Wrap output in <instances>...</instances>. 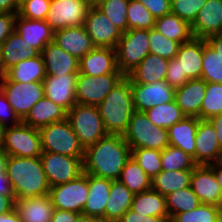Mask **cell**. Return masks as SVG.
Masks as SVG:
<instances>
[{
    "label": "cell",
    "mask_w": 222,
    "mask_h": 222,
    "mask_svg": "<svg viewBox=\"0 0 222 222\" xmlns=\"http://www.w3.org/2000/svg\"><path fill=\"white\" fill-rule=\"evenodd\" d=\"M17 0H0V13H18Z\"/></svg>",
    "instance_id": "61"
},
{
    "label": "cell",
    "mask_w": 222,
    "mask_h": 222,
    "mask_svg": "<svg viewBox=\"0 0 222 222\" xmlns=\"http://www.w3.org/2000/svg\"><path fill=\"white\" fill-rule=\"evenodd\" d=\"M45 64L46 75L59 76L79 73V59L72 56L54 41L48 43L40 52Z\"/></svg>",
    "instance_id": "22"
},
{
    "label": "cell",
    "mask_w": 222,
    "mask_h": 222,
    "mask_svg": "<svg viewBox=\"0 0 222 222\" xmlns=\"http://www.w3.org/2000/svg\"><path fill=\"white\" fill-rule=\"evenodd\" d=\"M209 121L215 129L216 137L222 150V113L211 117Z\"/></svg>",
    "instance_id": "59"
},
{
    "label": "cell",
    "mask_w": 222,
    "mask_h": 222,
    "mask_svg": "<svg viewBox=\"0 0 222 222\" xmlns=\"http://www.w3.org/2000/svg\"><path fill=\"white\" fill-rule=\"evenodd\" d=\"M6 174L16 200H30L49 194L50 185L40 157L8 155Z\"/></svg>",
    "instance_id": "2"
},
{
    "label": "cell",
    "mask_w": 222,
    "mask_h": 222,
    "mask_svg": "<svg viewBox=\"0 0 222 222\" xmlns=\"http://www.w3.org/2000/svg\"><path fill=\"white\" fill-rule=\"evenodd\" d=\"M207 0H171V13L192 25Z\"/></svg>",
    "instance_id": "48"
},
{
    "label": "cell",
    "mask_w": 222,
    "mask_h": 222,
    "mask_svg": "<svg viewBox=\"0 0 222 222\" xmlns=\"http://www.w3.org/2000/svg\"><path fill=\"white\" fill-rule=\"evenodd\" d=\"M7 77V70L4 65L2 48L0 47V83Z\"/></svg>",
    "instance_id": "64"
},
{
    "label": "cell",
    "mask_w": 222,
    "mask_h": 222,
    "mask_svg": "<svg viewBox=\"0 0 222 222\" xmlns=\"http://www.w3.org/2000/svg\"><path fill=\"white\" fill-rule=\"evenodd\" d=\"M115 49L117 67L127 76L150 53L149 30L130 29L123 32Z\"/></svg>",
    "instance_id": "7"
},
{
    "label": "cell",
    "mask_w": 222,
    "mask_h": 222,
    "mask_svg": "<svg viewBox=\"0 0 222 222\" xmlns=\"http://www.w3.org/2000/svg\"><path fill=\"white\" fill-rule=\"evenodd\" d=\"M50 4L51 0H29L19 7L17 14L32 20H45Z\"/></svg>",
    "instance_id": "49"
},
{
    "label": "cell",
    "mask_w": 222,
    "mask_h": 222,
    "mask_svg": "<svg viewBox=\"0 0 222 222\" xmlns=\"http://www.w3.org/2000/svg\"><path fill=\"white\" fill-rule=\"evenodd\" d=\"M22 122L0 90V125L15 126Z\"/></svg>",
    "instance_id": "51"
},
{
    "label": "cell",
    "mask_w": 222,
    "mask_h": 222,
    "mask_svg": "<svg viewBox=\"0 0 222 222\" xmlns=\"http://www.w3.org/2000/svg\"><path fill=\"white\" fill-rule=\"evenodd\" d=\"M14 31L39 52L48 43L53 42L54 31L50 28L46 20H32L23 18L17 14Z\"/></svg>",
    "instance_id": "21"
},
{
    "label": "cell",
    "mask_w": 222,
    "mask_h": 222,
    "mask_svg": "<svg viewBox=\"0 0 222 222\" xmlns=\"http://www.w3.org/2000/svg\"><path fill=\"white\" fill-rule=\"evenodd\" d=\"M161 166L164 171L194 169L193 157L180 148L169 145L161 151Z\"/></svg>",
    "instance_id": "41"
},
{
    "label": "cell",
    "mask_w": 222,
    "mask_h": 222,
    "mask_svg": "<svg viewBox=\"0 0 222 222\" xmlns=\"http://www.w3.org/2000/svg\"><path fill=\"white\" fill-rule=\"evenodd\" d=\"M171 222H222L216 205L200 204L196 209L180 212L170 218Z\"/></svg>",
    "instance_id": "45"
},
{
    "label": "cell",
    "mask_w": 222,
    "mask_h": 222,
    "mask_svg": "<svg viewBox=\"0 0 222 222\" xmlns=\"http://www.w3.org/2000/svg\"><path fill=\"white\" fill-rule=\"evenodd\" d=\"M179 46L178 42L165 37L155 28L149 29V48L151 54L170 60L176 57Z\"/></svg>",
    "instance_id": "47"
},
{
    "label": "cell",
    "mask_w": 222,
    "mask_h": 222,
    "mask_svg": "<svg viewBox=\"0 0 222 222\" xmlns=\"http://www.w3.org/2000/svg\"><path fill=\"white\" fill-rule=\"evenodd\" d=\"M66 119L84 149L108 135L96 106L76 103L67 112Z\"/></svg>",
    "instance_id": "5"
},
{
    "label": "cell",
    "mask_w": 222,
    "mask_h": 222,
    "mask_svg": "<svg viewBox=\"0 0 222 222\" xmlns=\"http://www.w3.org/2000/svg\"><path fill=\"white\" fill-rule=\"evenodd\" d=\"M29 0H17V4H18V7H20L23 3L27 2Z\"/></svg>",
    "instance_id": "69"
},
{
    "label": "cell",
    "mask_w": 222,
    "mask_h": 222,
    "mask_svg": "<svg viewBox=\"0 0 222 222\" xmlns=\"http://www.w3.org/2000/svg\"><path fill=\"white\" fill-rule=\"evenodd\" d=\"M176 58L179 60L182 77L200 79L202 74L203 38L192 37L180 44Z\"/></svg>",
    "instance_id": "25"
},
{
    "label": "cell",
    "mask_w": 222,
    "mask_h": 222,
    "mask_svg": "<svg viewBox=\"0 0 222 222\" xmlns=\"http://www.w3.org/2000/svg\"><path fill=\"white\" fill-rule=\"evenodd\" d=\"M134 109L144 112L149 108L162 103L172 102L175 89L170 87L165 80L155 81L151 84L130 82Z\"/></svg>",
    "instance_id": "15"
},
{
    "label": "cell",
    "mask_w": 222,
    "mask_h": 222,
    "mask_svg": "<svg viewBox=\"0 0 222 222\" xmlns=\"http://www.w3.org/2000/svg\"><path fill=\"white\" fill-rule=\"evenodd\" d=\"M131 158V148L122 135L108 134L84 150L83 172L109 180H118Z\"/></svg>",
    "instance_id": "1"
},
{
    "label": "cell",
    "mask_w": 222,
    "mask_h": 222,
    "mask_svg": "<svg viewBox=\"0 0 222 222\" xmlns=\"http://www.w3.org/2000/svg\"><path fill=\"white\" fill-rule=\"evenodd\" d=\"M45 77V64L40 54L18 62L7 71V78L19 83L43 82Z\"/></svg>",
    "instance_id": "34"
},
{
    "label": "cell",
    "mask_w": 222,
    "mask_h": 222,
    "mask_svg": "<svg viewBox=\"0 0 222 222\" xmlns=\"http://www.w3.org/2000/svg\"><path fill=\"white\" fill-rule=\"evenodd\" d=\"M193 169L164 171L152 179V189L163 196L190 186Z\"/></svg>",
    "instance_id": "36"
},
{
    "label": "cell",
    "mask_w": 222,
    "mask_h": 222,
    "mask_svg": "<svg viewBox=\"0 0 222 222\" xmlns=\"http://www.w3.org/2000/svg\"><path fill=\"white\" fill-rule=\"evenodd\" d=\"M6 127L0 125V150L4 149V138H5Z\"/></svg>",
    "instance_id": "65"
},
{
    "label": "cell",
    "mask_w": 222,
    "mask_h": 222,
    "mask_svg": "<svg viewBox=\"0 0 222 222\" xmlns=\"http://www.w3.org/2000/svg\"><path fill=\"white\" fill-rule=\"evenodd\" d=\"M154 28L165 37L179 44L187 42L193 37L191 25L172 13L157 18Z\"/></svg>",
    "instance_id": "35"
},
{
    "label": "cell",
    "mask_w": 222,
    "mask_h": 222,
    "mask_svg": "<svg viewBox=\"0 0 222 222\" xmlns=\"http://www.w3.org/2000/svg\"><path fill=\"white\" fill-rule=\"evenodd\" d=\"M39 130L42 151L59 153L71 157H84V147L80 144L67 119L54 122Z\"/></svg>",
    "instance_id": "6"
},
{
    "label": "cell",
    "mask_w": 222,
    "mask_h": 222,
    "mask_svg": "<svg viewBox=\"0 0 222 222\" xmlns=\"http://www.w3.org/2000/svg\"><path fill=\"white\" fill-rule=\"evenodd\" d=\"M95 218L89 217L88 215L79 214L75 222H92Z\"/></svg>",
    "instance_id": "66"
},
{
    "label": "cell",
    "mask_w": 222,
    "mask_h": 222,
    "mask_svg": "<svg viewBox=\"0 0 222 222\" xmlns=\"http://www.w3.org/2000/svg\"><path fill=\"white\" fill-rule=\"evenodd\" d=\"M165 81L174 89L182 87L189 81L188 77H182L181 65L176 57L169 60Z\"/></svg>",
    "instance_id": "50"
},
{
    "label": "cell",
    "mask_w": 222,
    "mask_h": 222,
    "mask_svg": "<svg viewBox=\"0 0 222 222\" xmlns=\"http://www.w3.org/2000/svg\"><path fill=\"white\" fill-rule=\"evenodd\" d=\"M100 1H102V0H90L91 6H95Z\"/></svg>",
    "instance_id": "68"
},
{
    "label": "cell",
    "mask_w": 222,
    "mask_h": 222,
    "mask_svg": "<svg viewBox=\"0 0 222 222\" xmlns=\"http://www.w3.org/2000/svg\"><path fill=\"white\" fill-rule=\"evenodd\" d=\"M157 19L171 13V0H137Z\"/></svg>",
    "instance_id": "52"
},
{
    "label": "cell",
    "mask_w": 222,
    "mask_h": 222,
    "mask_svg": "<svg viewBox=\"0 0 222 222\" xmlns=\"http://www.w3.org/2000/svg\"><path fill=\"white\" fill-rule=\"evenodd\" d=\"M169 60L149 53L126 77L130 82L151 84L165 80Z\"/></svg>",
    "instance_id": "27"
},
{
    "label": "cell",
    "mask_w": 222,
    "mask_h": 222,
    "mask_svg": "<svg viewBox=\"0 0 222 222\" xmlns=\"http://www.w3.org/2000/svg\"><path fill=\"white\" fill-rule=\"evenodd\" d=\"M77 76L78 73L59 76L46 75L43 80L44 96L68 112L76 104Z\"/></svg>",
    "instance_id": "16"
},
{
    "label": "cell",
    "mask_w": 222,
    "mask_h": 222,
    "mask_svg": "<svg viewBox=\"0 0 222 222\" xmlns=\"http://www.w3.org/2000/svg\"><path fill=\"white\" fill-rule=\"evenodd\" d=\"M195 146V163L197 165H209L219 161L221 148L215 129L209 120L199 119Z\"/></svg>",
    "instance_id": "18"
},
{
    "label": "cell",
    "mask_w": 222,
    "mask_h": 222,
    "mask_svg": "<svg viewBox=\"0 0 222 222\" xmlns=\"http://www.w3.org/2000/svg\"><path fill=\"white\" fill-rule=\"evenodd\" d=\"M40 159L50 187L69 182L83 173L84 157L43 151Z\"/></svg>",
    "instance_id": "13"
},
{
    "label": "cell",
    "mask_w": 222,
    "mask_h": 222,
    "mask_svg": "<svg viewBox=\"0 0 222 222\" xmlns=\"http://www.w3.org/2000/svg\"><path fill=\"white\" fill-rule=\"evenodd\" d=\"M125 77L123 73L90 76L78 73L76 103L98 107L107 94Z\"/></svg>",
    "instance_id": "8"
},
{
    "label": "cell",
    "mask_w": 222,
    "mask_h": 222,
    "mask_svg": "<svg viewBox=\"0 0 222 222\" xmlns=\"http://www.w3.org/2000/svg\"><path fill=\"white\" fill-rule=\"evenodd\" d=\"M218 162L222 163V150H221V155H220V159Z\"/></svg>",
    "instance_id": "70"
},
{
    "label": "cell",
    "mask_w": 222,
    "mask_h": 222,
    "mask_svg": "<svg viewBox=\"0 0 222 222\" xmlns=\"http://www.w3.org/2000/svg\"><path fill=\"white\" fill-rule=\"evenodd\" d=\"M3 150L10 156L40 157L43 151L39 130L23 122L6 127Z\"/></svg>",
    "instance_id": "10"
},
{
    "label": "cell",
    "mask_w": 222,
    "mask_h": 222,
    "mask_svg": "<svg viewBox=\"0 0 222 222\" xmlns=\"http://www.w3.org/2000/svg\"><path fill=\"white\" fill-rule=\"evenodd\" d=\"M134 195L135 194L119 180L112 181L109 197L105 206V219L118 222L123 214L131 209Z\"/></svg>",
    "instance_id": "31"
},
{
    "label": "cell",
    "mask_w": 222,
    "mask_h": 222,
    "mask_svg": "<svg viewBox=\"0 0 222 222\" xmlns=\"http://www.w3.org/2000/svg\"><path fill=\"white\" fill-rule=\"evenodd\" d=\"M15 196H4L0 194V215L11 211L15 207Z\"/></svg>",
    "instance_id": "58"
},
{
    "label": "cell",
    "mask_w": 222,
    "mask_h": 222,
    "mask_svg": "<svg viewBox=\"0 0 222 222\" xmlns=\"http://www.w3.org/2000/svg\"><path fill=\"white\" fill-rule=\"evenodd\" d=\"M206 43L222 57V33L214 34L206 38Z\"/></svg>",
    "instance_id": "57"
},
{
    "label": "cell",
    "mask_w": 222,
    "mask_h": 222,
    "mask_svg": "<svg viewBox=\"0 0 222 222\" xmlns=\"http://www.w3.org/2000/svg\"><path fill=\"white\" fill-rule=\"evenodd\" d=\"M90 0H51L46 22L55 32L66 27L84 26Z\"/></svg>",
    "instance_id": "12"
},
{
    "label": "cell",
    "mask_w": 222,
    "mask_h": 222,
    "mask_svg": "<svg viewBox=\"0 0 222 222\" xmlns=\"http://www.w3.org/2000/svg\"><path fill=\"white\" fill-rule=\"evenodd\" d=\"M67 112L46 96L36 102L27 116L22 120L23 123L33 128L40 129L54 122L65 120Z\"/></svg>",
    "instance_id": "29"
},
{
    "label": "cell",
    "mask_w": 222,
    "mask_h": 222,
    "mask_svg": "<svg viewBox=\"0 0 222 222\" xmlns=\"http://www.w3.org/2000/svg\"><path fill=\"white\" fill-rule=\"evenodd\" d=\"M131 209L137 214L170 220L166 209V197L153 189L135 194Z\"/></svg>",
    "instance_id": "33"
},
{
    "label": "cell",
    "mask_w": 222,
    "mask_h": 222,
    "mask_svg": "<svg viewBox=\"0 0 222 222\" xmlns=\"http://www.w3.org/2000/svg\"><path fill=\"white\" fill-rule=\"evenodd\" d=\"M53 41L79 60L95 47L84 26L57 30L54 32Z\"/></svg>",
    "instance_id": "20"
},
{
    "label": "cell",
    "mask_w": 222,
    "mask_h": 222,
    "mask_svg": "<svg viewBox=\"0 0 222 222\" xmlns=\"http://www.w3.org/2000/svg\"><path fill=\"white\" fill-rule=\"evenodd\" d=\"M144 113L154 125L165 129H169L185 117L175 100L156 105Z\"/></svg>",
    "instance_id": "38"
},
{
    "label": "cell",
    "mask_w": 222,
    "mask_h": 222,
    "mask_svg": "<svg viewBox=\"0 0 222 222\" xmlns=\"http://www.w3.org/2000/svg\"><path fill=\"white\" fill-rule=\"evenodd\" d=\"M3 60L6 70L15 66L18 62L36 57L40 54L33 46L25 42L23 38L14 31L1 45Z\"/></svg>",
    "instance_id": "32"
},
{
    "label": "cell",
    "mask_w": 222,
    "mask_h": 222,
    "mask_svg": "<svg viewBox=\"0 0 222 222\" xmlns=\"http://www.w3.org/2000/svg\"><path fill=\"white\" fill-rule=\"evenodd\" d=\"M112 180L88 174L89 193L82 214L105 219V206Z\"/></svg>",
    "instance_id": "26"
},
{
    "label": "cell",
    "mask_w": 222,
    "mask_h": 222,
    "mask_svg": "<svg viewBox=\"0 0 222 222\" xmlns=\"http://www.w3.org/2000/svg\"><path fill=\"white\" fill-rule=\"evenodd\" d=\"M201 79L206 83L222 84V57L206 43L204 38Z\"/></svg>",
    "instance_id": "40"
},
{
    "label": "cell",
    "mask_w": 222,
    "mask_h": 222,
    "mask_svg": "<svg viewBox=\"0 0 222 222\" xmlns=\"http://www.w3.org/2000/svg\"><path fill=\"white\" fill-rule=\"evenodd\" d=\"M131 149L149 148L162 151L169 146L168 129L154 125L144 112L135 111L122 135Z\"/></svg>",
    "instance_id": "4"
},
{
    "label": "cell",
    "mask_w": 222,
    "mask_h": 222,
    "mask_svg": "<svg viewBox=\"0 0 222 222\" xmlns=\"http://www.w3.org/2000/svg\"><path fill=\"white\" fill-rule=\"evenodd\" d=\"M84 27L95 47L115 49L123 33L95 6L89 8Z\"/></svg>",
    "instance_id": "14"
},
{
    "label": "cell",
    "mask_w": 222,
    "mask_h": 222,
    "mask_svg": "<svg viewBox=\"0 0 222 222\" xmlns=\"http://www.w3.org/2000/svg\"><path fill=\"white\" fill-rule=\"evenodd\" d=\"M92 222H112L104 218H95Z\"/></svg>",
    "instance_id": "67"
},
{
    "label": "cell",
    "mask_w": 222,
    "mask_h": 222,
    "mask_svg": "<svg viewBox=\"0 0 222 222\" xmlns=\"http://www.w3.org/2000/svg\"><path fill=\"white\" fill-rule=\"evenodd\" d=\"M193 37L204 38L222 33V0H207L191 25Z\"/></svg>",
    "instance_id": "19"
},
{
    "label": "cell",
    "mask_w": 222,
    "mask_h": 222,
    "mask_svg": "<svg viewBox=\"0 0 222 222\" xmlns=\"http://www.w3.org/2000/svg\"><path fill=\"white\" fill-rule=\"evenodd\" d=\"M118 180L134 194L152 189V179L132 156L125 164Z\"/></svg>",
    "instance_id": "37"
},
{
    "label": "cell",
    "mask_w": 222,
    "mask_h": 222,
    "mask_svg": "<svg viewBox=\"0 0 222 222\" xmlns=\"http://www.w3.org/2000/svg\"><path fill=\"white\" fill-rule=\"evenodd\" d=\"M127 22L128 30H149L154 28L156 18L141 2L137 0H129L127 6Z\"/></svg>",
    "instance_id": "43"
},
{
    "label": "cell",
    "mask_w": 222,
    "mask_h": 222,
    "mask_svg": "<svg viewBox=\"0 0 222 222\" xmlns=\"http://www.w3.org/2000/svg\"><path fill=\"white\" fill-rule=\"evenodd\" d=\"M15 209L22 222H51L54 206L48 194L30 200H16Z\"/></svg>",
    "instance_id": "30"
},
{
    "label": "cell",
    "mask_w": 222,
    "mask_h": 222,
    "mask_svg": "<svg viewBox=\"0 0 222 222\" xmlns=\"http://www.w3.org/2000/svg\"><path fill=\"white\" fill-rule=\"evenodd\" d=\"M108 134L123 135L135 112L130 80L125 76L98 106Z\"/></svg>",
    "instance_id": "3"
},
{
    "label": "cell",
    "mask_w": 222,
    "mask_h": 222,
    "mask_svg": "<svg viewBox=\"0 0 222 222\" xmlns=\"http://www.w3.org/2000/svg\"><path fill=\"white\" fill-rule=\"evenodd\" d=\"M199 125L198 117L185 116L168 129L169 145L180 148L193 157L195 162V136Z\"/></svg>",
    "instance_id": "28"
},
{
    "label": "cell",
    "mask_w": 222,
    "mask_h": 222,
    "mask_svg": "<svg viewBox=\"0 0 222 222\" xmlns=\"http://www.w3.org/2000/svg\"><path fill=\"white\" fill-rule=\"evenodd\" d=\"M8 154L4 150H0V174H6Z\"/></svg>",
    "instance_id": "63"
},
{
    "label": "cell",
    "mask_w": 222,
    "mask_h": 222,
    "mask_svg": "<svg viewBox=\"0 0 222 222\" xmlns=\"http://www.w3.org/2000/svg\"><path fill=\"white\" fill-rule=\"evenodd\" d=\"M208 166L213 170V173H214V175L217 179V182L219 183L221 191H222V163L215 162V163L209 164ZM216 207L219 211V214H220V217L222 220V192L219 196V200L216 204Z\"/></svg>",
    "instance_id": "56"
},
{
    "label": "cell",
    "mask_w": 222,
    "mask_h": 222,
    "mask_svg": "<svg viewBox=\"0 0 222 222\" xmlns=\"http://www.w3.org/2000/svg\"><path fill=\"white\" fill-rule=\"evenodd\" d=\"M129 0H102L95 5L122 32L128 30L127 6Z\"/></svg>",
    "instance_id": "42"
},
{
    "label": "cell",
    "mask_w": 222,
    "mask_h": 222,
    "mask_svg": "<svg viewBox=\"0 0 222 222\" xmlns=\"http://www.w3.org/2000/svg\"><path fill=\"white\" fill-rule=\"evenodd\" d=\"M79 73L90 76L122 73L117 67L116 49L94 47L79 60Z\"/></svg>",
    "instance_id": "17"
},
{
    "label": "cell",
    "mask_w": 222,
    "mask_h": 222,
    "mask_svg": "<svg viewBox=\"0 0 222 222\" xmlns=\"http://www.w3.org/2000/svg\"><path fill=\"white\" fill-rule=\"evenodd\" d=\"M162 217L145 216L135 213L132 209L127 210L118 222H165Z\"/></svg>",
    "instance_id": "54"
},
{
    "label": "cell",
    "mask_w": 222,
    "mask_h": 222,
    "mask_svg": "<svg viewBox=\"0 0 222 222\" xmlns=\"http://www.w3.org/2000/svg\"><path fill=\"white\" fill-rule=\"evenodd\" d=\"M190 186L202 204L216 205L222 192L208 165H197L192 170Z\"/></svg>",
    "instance_id": "23"
},
{
    "label": "cell",
    "mask_w": 222,
    "mask_h": 222,
    "mask_svg": "<svg viewBox=\"0 0 222 222\" xmlns=\"http://www.w3.org/2000/svg\"><path fill=\"white\" fill-rule=\"evenodd\" d=\"M206 91V82L203 79H193L182 87L175 89L174 100L187 117H198Z\"/></svg>",
    "instance_id": "24"
},
{
    "label": "cell",
    "mask_w": 222,
    "mask_h": 222,
    "mask_svg": "<svg viewBox=\"0 0 222 222\" xmlns=\"http://www.w3.org/2000/svg\"><path fill=\"white\" fill-rule=\"evenodd\" d=\"M0 222H22L15 207L4 214L0 215Z\"/></svg>",
    "instance_id": "62"
},
{
    "label": "cell",
    "mask_w": 222,
    "mask_h": 222,
    "mask_svg": "<svg viewBox=\"0 0 222 222\" xmlns=\"http://www.w3.org/2000/svg\"><path fill=\"white\" fill-rule=\"evenodd\" d=\"M166 197V209L169 218L180 212H188L196 209L200 204V200L192 190L191 186L178 189L169 193Z\"/></svg>",
    "instance_id": "39"
},
{
    "label": "cell",
    "mask_w": 222,
    "mask_h": 222,
    "mask_svg": "<svg viewBox=\"0 0 222 222\" xmlns=\"http://www.w3.org/2000/svg\"><path fill=\"white\" fill-rule=\"evenodd\" d=\"M0 194L4 196H15L7 174H0Z\"/></svg>",
    "instance_id": "60"
},
{
    "label": "cell",
    "mask_w": 222,
    "mask_h": 222,
    "mask_svg": "<svg viewBox=\"0 0 222 222\" xmlns=\"http://www.w3.org/2000/svg\"><path fill=\"white\" fill-rule=\"evenodd\" d=\"M131 156L151 179L162 171L161 151L159 150L149 148L131 149Z\"/></svg>",
    "instance_id": "46"
},
{
    "label": "cell",
    "mask_w": 222,
    "mask_h": 222,
    "mask_svg": "<svg viewBox=\"0 0 222 222\" xmlns=\"http://www.w3.org/2000/svg\"><path fill=\"white\" fill-rule=\"evenodd\" d=\"M222 113V84L206 83L205 96L202 101L200 119L209 120Z\"/></svg>",
    "instance_id": "44"
},
{
    "label": "cell",
    "mask_w": 222,
    "mask_h": 222,
    "mask_svg": "<svg viewBox=\"0 0 222 222\" xmlns=\"http://www.w3.org/2000/svg\"><path fill=\"white\" fill-rule=\"evenodd\" d=\"M89 193L88 174L83 172L77 178L50 187L49 196L55 209L81 214Z\"/></svg>",
    "instance_id": "9"
},
{
    "label": "cell",
    "mask_w": 222,
    "mask_h": 222,
    "mask_svg": "<svg viewBox=\"0 0 222 222\" xmlns=\"http://www.w3.org/2000/svg\"><path fill=\"white\" fill-rule=\"evenodd\" d=\"M17 13H0V47L14 32Z\"/></svg>",
    "instance_id": "53"
},
{
    "label": "cell",
    "mask_w": 222,
    "mask_h": 222,
    "mask_svg": "<svg viewBox=\"0 0 222 222\" xmlns=\"http://www.w3.org/2000/svg\"><path fill=\"white\" fill-rule=\"evenodd\" d=\"M78 215V213L54 208L51 222H75Z\"/></svg>",
    "instance_id": "55"
},
{
    "label": "cell",
    "mask_w": 222,
    "mask_h": 222,
    "mask_svg": "<svg viewBox=\"0 0 222 222\" xmlns=\"http://www.w3.org/2000/svg\"><path fill=\"white\" fill-rule=\"evenodd\" d=\"M0 90L21 120L44 96L43 82L19 83L7 77L0 83Z\"/></svg>",
    "instance_id": "11"
}]
</instances>
